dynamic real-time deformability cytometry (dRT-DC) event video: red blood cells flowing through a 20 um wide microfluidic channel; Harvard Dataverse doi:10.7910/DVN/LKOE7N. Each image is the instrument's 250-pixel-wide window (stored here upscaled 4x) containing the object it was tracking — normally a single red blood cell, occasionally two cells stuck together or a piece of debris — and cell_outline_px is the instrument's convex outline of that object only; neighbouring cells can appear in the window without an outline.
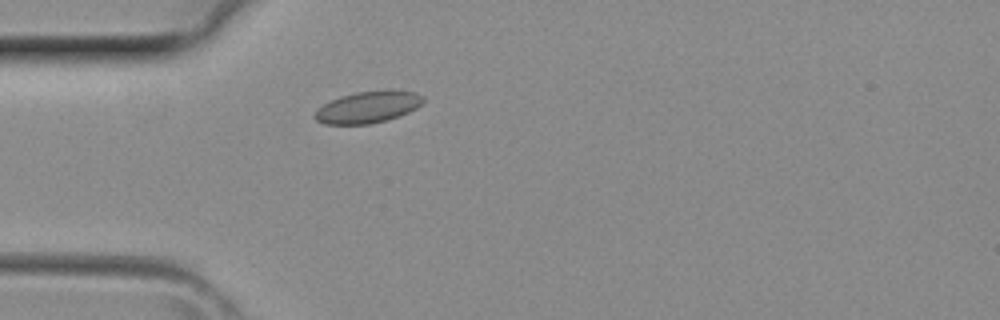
{"species": "common noctule bat (a hibernating species)", "species_latin": "Nyctalus noctula", "temperature_condition": "room temperature", "stored_images_in_passage": 3, "camera_frame_rate_fps": 3000, "um_per_image_px": 0.085, "animal": {"sex": "female", "body_mass_g": 29.2, "forearm_length_mm": 56.3}, "frame": {"image": 1, "passage_image": 3, "time_ms": 0.667, "image_size_px": [1000, 320], "cell_outline_px": [[424, 100], [416, 108], [400, 116], [368, 124], [324, 124], [316, 120], [312, 116], [316, 108], [340, 96], [356, 92], [392, 88], [416, 92], [424, 96]], "centroid_in_image_um": [31.28, 9.08], "position_along_channel_um": 53.7, "area_um2": 20.35}}